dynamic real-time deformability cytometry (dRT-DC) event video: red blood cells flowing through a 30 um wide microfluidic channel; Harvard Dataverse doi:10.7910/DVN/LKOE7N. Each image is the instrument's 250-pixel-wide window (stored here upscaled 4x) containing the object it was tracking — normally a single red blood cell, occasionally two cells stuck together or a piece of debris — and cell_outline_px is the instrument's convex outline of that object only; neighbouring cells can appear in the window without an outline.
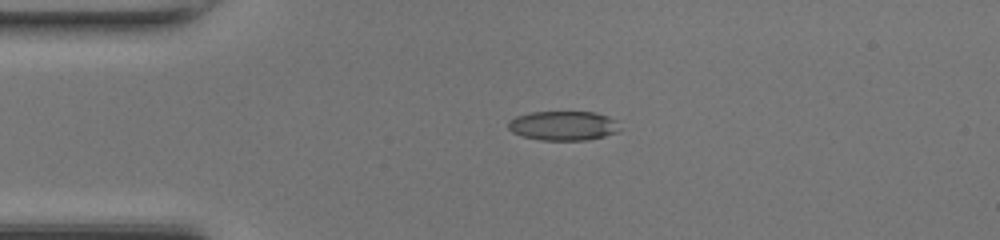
{"species": "common noctule bat (a hibernating species)", "species_latin": "Nyctalus noctula", "temperature_condition": "room temperature", "stored_images_in_passage": 38, "camera_frame_rate_fps": 3000, "um_per_image_px": 0.085, "animal": {"sex": "female", "body_mass_g": 17.0, "forearm_length_mm": 48.0}, "frame": {"image": 1, "passage_image": 1, "time_ms": 0.0, "image_size_px": [1000, 240], "cell_outline_px": [[620, 132], [588, 140], [540, 140], [524, 136], [512, 132], [508, 128], [508, 120], [516, 116], [532, 112], [592, 112], [608, 116], [616, 120]], "centroid_in_image_um": [47.88, 10.69], "position_along_channel_um": 37.1, "area_um2": 19.13}}
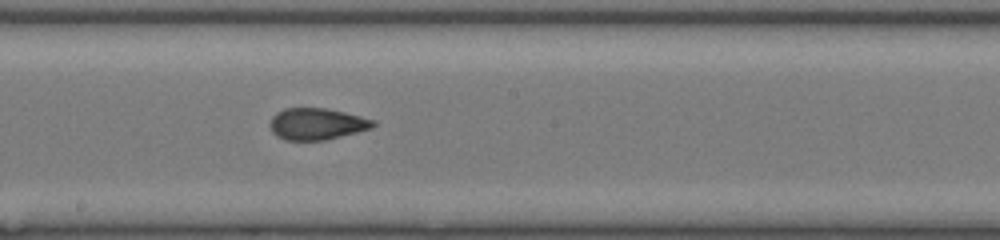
{"frame": {"image": 2, "passage_image": 16, "time_ms": 5.0, "image_size_px": [1000, 240], "cell_outline_px": [[376, 124], [372, 128], [324, 140], [284, 140], [276, 136], [272, 132], [272, 116], [276, 112], [284, 108], [324, 108], [344, 112], [376, 120]], "centroid_in_image_um": [26.93, 10.53], "position_along_channel_um": 221.3, "area_um2": 18.84}}
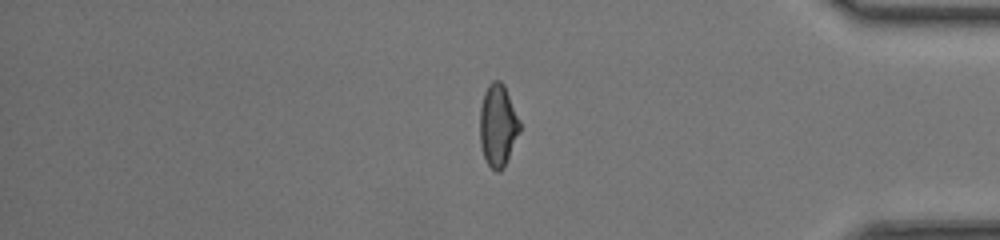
{"frame": {"image": 3, "passage_image": 30, "time_ms": 9.667, "image_size_px": [1000, 240], "cell_outline_px": [[520, 132], [504, 168], [500, 172], [496, 172], [488, 164], [484, 156], [480, 144], [480, 108], [484, 92], [488, 84], [492, 80], [500, 80], [504, 84], [520, 120]], "centroid_in_image_um": [42.33, 10.65], "position_along_channel_um": 392.9, "area_um2": 19.31}, "authors_computed_cell_mechanics": {"area_um2": 19.3341, "velocity_mm_per_s": 4.3271, "shape_relaxation_time_tau1_ms": null, "shape_relaxation_time_tau2_ms": 1.1948, "deformation_change_tau1": null, "deformation_change_tau2": 0.0804}}